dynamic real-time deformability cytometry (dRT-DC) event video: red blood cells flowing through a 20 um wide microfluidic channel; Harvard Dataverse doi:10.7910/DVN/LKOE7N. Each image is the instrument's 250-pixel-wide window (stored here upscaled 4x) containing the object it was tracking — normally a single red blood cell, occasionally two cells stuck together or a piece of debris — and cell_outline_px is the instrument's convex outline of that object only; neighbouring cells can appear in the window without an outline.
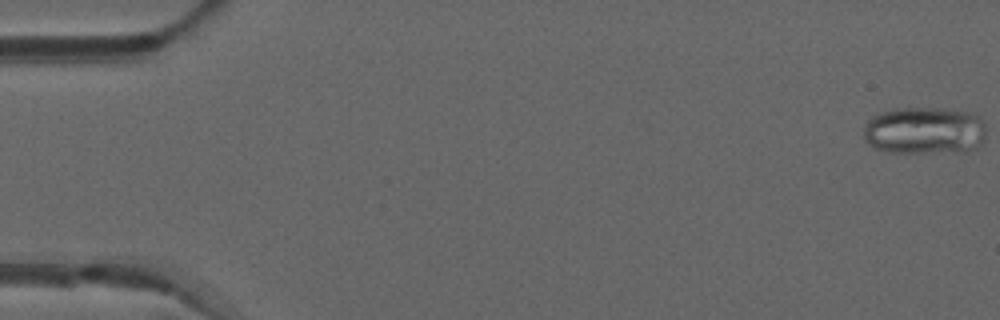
{"species": "common noctule bat (a hibernating species)", "species_latin": "Nyctalus noctula", "temperature_condition": "warm", "stored_images_in_passage": 51, "camera_frame_rate_fps": 3000, "um_per_image_px": 0.085, "animal": {"sex": "male", "forearm_length_mm": 52.5}, "frame": {"image": 1, "passage_image": 1, "time_ms": 0.0, "image_size_px": [1000, 320], "cell_outline_px": [[984, 140], [976, 148], [968, 152], [884, 152], [872, 148], [864, 140], [864, 124], [872, 116], [880, 112], [896, 108], [936, 108], [968, 112], [976, 116], [984, 124]], "centroid_in_image_um": [78.53, 11.12], "position_along_channel_um": 6.5, "area_um2": 34.16}}